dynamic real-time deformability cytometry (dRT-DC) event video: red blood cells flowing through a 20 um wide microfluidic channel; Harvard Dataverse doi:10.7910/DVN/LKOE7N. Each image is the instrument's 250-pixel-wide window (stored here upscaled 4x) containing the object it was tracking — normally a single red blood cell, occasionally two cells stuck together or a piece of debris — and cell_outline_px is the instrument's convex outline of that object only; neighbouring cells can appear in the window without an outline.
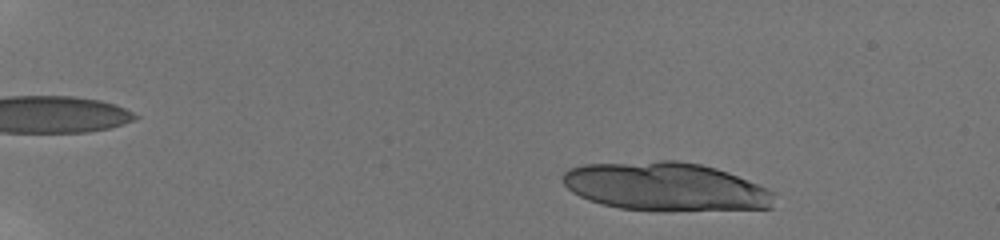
{"species": "human", "species_latin": "Homo sapiens", "temperature_condition": "room temperature", "stored_images_in_passage": 26, "camera_frame_rate_fps": 3000, "um_per_image_px": 0.085, "donor": {"sex": "male"}, "frame": {"image": 1, "passage_image": 4, "time_ms": 1.333, "image_size_px": [1000, 240], "cell_outline_px": [[772, 208], [664, 212], [656, 212], [620, 208], [600, 204], [588, 200], [572, 192], [560, 180], [560, 176], [568, 168], [584, 164], [660, 160], [680, 160], [700, 164], [716, 168], [728, 172], [768, 188], [772, 192]], "centroid_in_image_um": [56.52, 15.87], "position_along_channel_um": 28.5, "area_um2": 60.75}}